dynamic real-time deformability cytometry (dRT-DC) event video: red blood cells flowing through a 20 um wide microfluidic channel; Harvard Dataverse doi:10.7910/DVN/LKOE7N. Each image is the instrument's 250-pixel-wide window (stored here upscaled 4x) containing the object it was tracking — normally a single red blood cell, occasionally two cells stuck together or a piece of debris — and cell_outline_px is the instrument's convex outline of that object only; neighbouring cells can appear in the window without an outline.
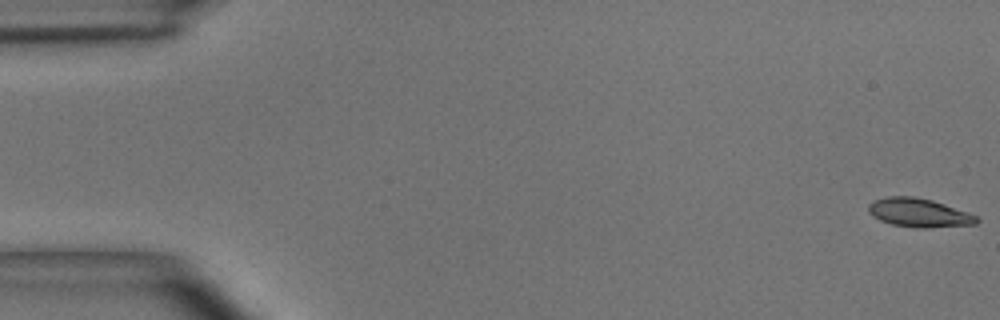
{"species": "common noctule bat (a hibernating species)", "species_latin": "Nyctalus noctula", "temperature_condition": "room temperature", "stored_images_in_passage": 6, "camera_frame_rate_fps": 3000, "um_per_image_px": 0.085, "animal": {"sex": "male", "body_mass_g": 15.6}, "frame": {"image": 1, "passage_image": 1, "time_ms": 0.0, "image_size_px": [1000, 320], "cell_outline_px": [[980, 220], [976, 224], [928, 228], [916, 228], [892, 224], [880, 220], [872, 216], [868, 212], [868, 204], [872, 200], [888, 196], [912, 196], [932, 200], [980, 216]], "centroid_in_image_um": [78.11, 18.08], "position_along_channel_um": 6.9, "area_um2": 18.32}}
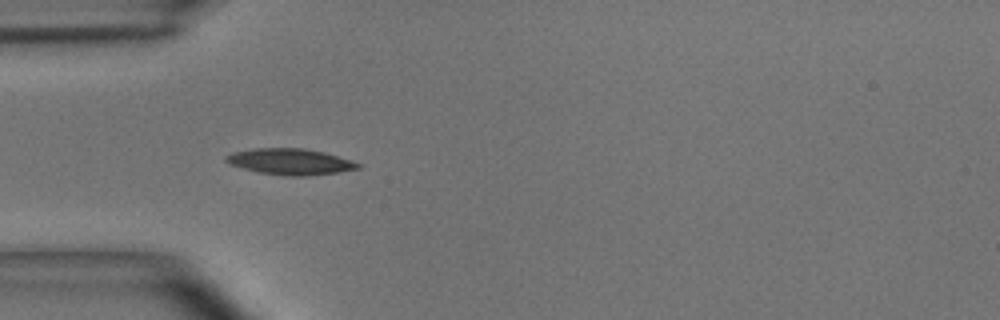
{"frame": {"image": 2, "passage_image": 5, "time_ms": 1.333, "image_size_px": [1000, 320], "cell_outline_px": [[364, 164], [360, 168], [340, 172], [308, 176], [288, 176], [260, 172], [228, 164], [224, 160], [224, 156], [232, 152], [252, 148], [304, 148], [324, 152]], "centroid_in_image_um": [24.68, 13.74], "position_along_channel_um": 60.3, "area_um2": 20.23}}
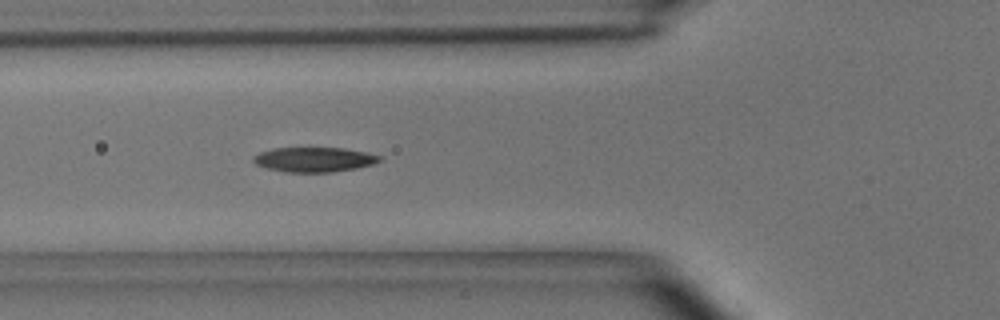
{"frame": {"image": 3, "passage_image": 6, "time_ms": 1.667, "image_size_px": [1000, 320], "cell_outline_px": [[380, 160], [372, 164], [356, 168], [332, 172], [284, 172], [268, 168], [256, 164], [252, 160], [252, 156], [260, 152], [272, 148], [344, 148], [368, 152], [380, 156]], "centroid_in_image_um": [26.68, 13.55], "position_along_channel_um": 99.1, "area_um2": 18.15}}